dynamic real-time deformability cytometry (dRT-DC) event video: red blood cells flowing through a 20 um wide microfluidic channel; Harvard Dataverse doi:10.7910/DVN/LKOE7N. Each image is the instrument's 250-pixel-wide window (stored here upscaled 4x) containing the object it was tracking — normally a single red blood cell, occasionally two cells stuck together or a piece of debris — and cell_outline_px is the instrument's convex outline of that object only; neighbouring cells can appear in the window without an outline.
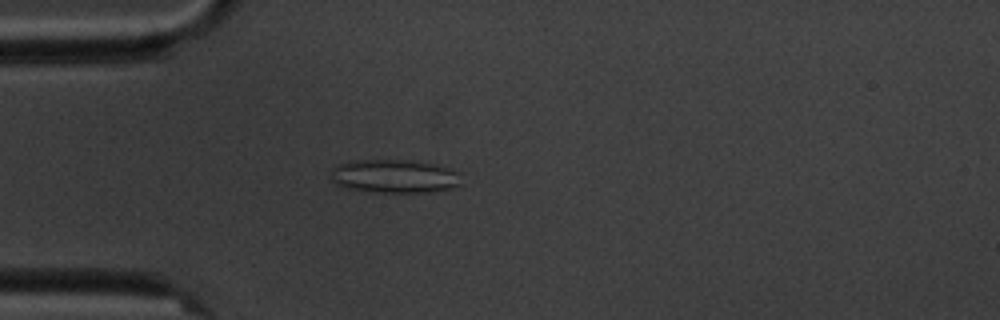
{"species": "common noctule bat (a hibernating species)", "species_latin": "Nyctalus noctula", "temperature_condition": "cold", "stored_images_in_passage": 6, "camera_frame_rate_fps": 3000, "um_per_image_px": 0.085, "animal": {"sex": "male", "body_mass_g": 20.1, "forearm_length_mm": 53.5}, "frame": {"image": 1, "passage_image": 5, "time_ms": 4.667, "image_size_px": [1000, 320], "cell_outline_px": [[460, 184], [436, 192], [372, 192], [348, 188], [336, 184], [332, 180], [332, 168], [340, 164], [356, 160], [412, 160], [432, 164], [448, 168], [456, 172]], "centroid_in_image_um": [33.49, 14.98], "position_along_channel_um": 51.5, "area_um2": 25.09}}